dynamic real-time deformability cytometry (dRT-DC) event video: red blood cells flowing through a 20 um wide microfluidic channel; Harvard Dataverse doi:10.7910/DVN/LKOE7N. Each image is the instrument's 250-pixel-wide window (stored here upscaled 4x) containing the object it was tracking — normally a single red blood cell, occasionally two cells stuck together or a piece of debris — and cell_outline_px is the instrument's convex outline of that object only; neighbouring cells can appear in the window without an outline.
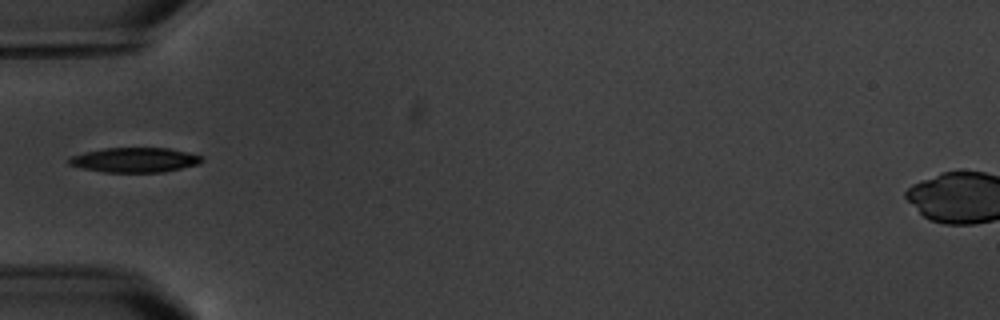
{"species": "common noctule bat (a hibernating species)", "species_latin": "Nyctalus noctula", "temperature_condition": "warm", "stored_images_in_passage": 11, "camera_frame_rate_fps": 3000, "um_per_image_px": 0.085, "animal": {"sex": "male", "body_mass_g": 20.1, "forearm_length_mm": 53.5}, "frame": {"image": 1, "passage_image": 1, "time_ms": 0.0, "image_size_px": [1000, 320], "cell_outline_px": [[204, 160], [200, 164], [164, 172], [104, 172], [84, 168], [68, 164], [68, 160], [72, 156], [84, 152], [104, 148], [168, 148], [188, 152], [200, 156]], "centroid_in_image_um": [11.48, 13.59], "position_along_channel_um": 73.5, "area_um2": 19.07}}
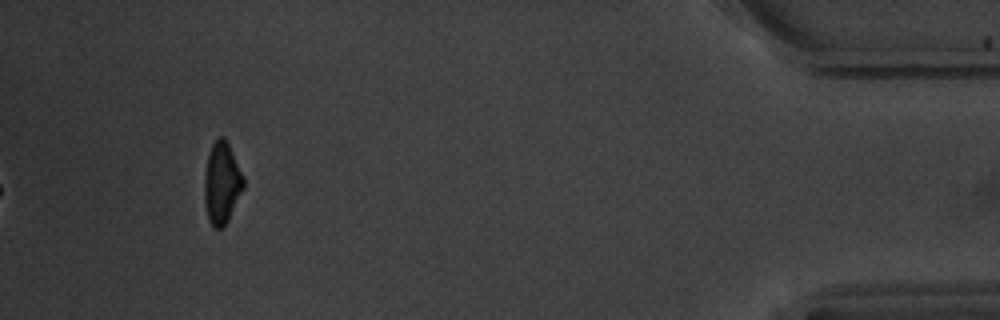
{"frame": {"image": 2, "passage_image": 11, "time_ms": 11.667, "image_size_px": [1000, 320], "cell_outline_px": [[244, 188], [228, 220], [220, 228], [212, 228], [208, 220], [204, 200], [204, 176], [208, 152], [212, 144], [220, 136], [224, 136], [244, 176]], "centroid_in_image_um": [18.84, 15.56], "position_along_channel_um": 416.4, "area_um2": 18.67}, "authors_computed_cell_mechanics": {"area_um2": 19.4786, "velocity_mm_per_s": 3.4661, "shape_relaxation_time_tau1_ms": 2.1503, "shape_relaxation_time_tau2_ms": null, "deformation_change_tau1": 0.1004, "deformation_change_tau2": null}}